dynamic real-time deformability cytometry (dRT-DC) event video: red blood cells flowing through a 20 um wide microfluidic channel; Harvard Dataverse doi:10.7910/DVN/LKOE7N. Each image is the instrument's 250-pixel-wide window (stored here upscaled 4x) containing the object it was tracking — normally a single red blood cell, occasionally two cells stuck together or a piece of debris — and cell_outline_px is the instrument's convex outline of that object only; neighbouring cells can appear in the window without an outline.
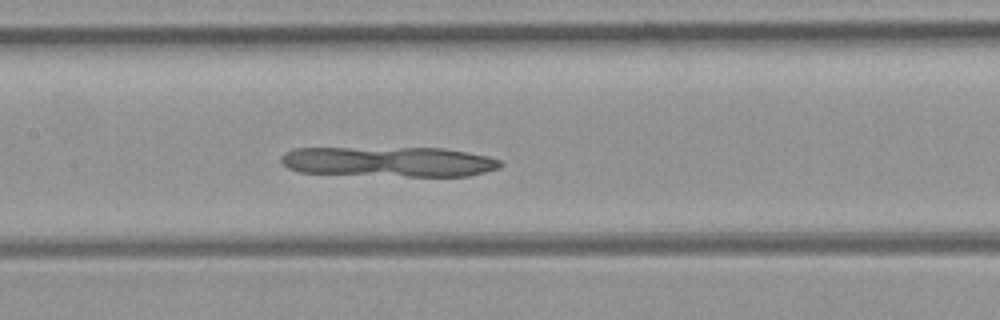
{"species": "common noctule bat (a hibernating species)", "species_latin": "Nyctalus noctula", "temperature_condition": "room temperature", "stored_images_in_passage": 51, "camera_frame_rate_fps": 3000, "um_per_image_px": 0.085, "animal": {"sex": "female", "body_mass_g": 21.9}, "frame": {"image": 1, "passage_image": 24, "time_ms": 7.667, "image_size_px": [1000, 320], "cell_outline_px": [[504, 164], [500, 168], [468, 176], [408, 176], [300, 172], [288, 168], [280, 160], [280, 156], [284, 152], [292, 148], [444, 148], [488, 156], [500, 160]], "centroid_in_image_um": [33.07, 13.74], "position_along_channel_um": 174.3, "area_um2": 38.49}}